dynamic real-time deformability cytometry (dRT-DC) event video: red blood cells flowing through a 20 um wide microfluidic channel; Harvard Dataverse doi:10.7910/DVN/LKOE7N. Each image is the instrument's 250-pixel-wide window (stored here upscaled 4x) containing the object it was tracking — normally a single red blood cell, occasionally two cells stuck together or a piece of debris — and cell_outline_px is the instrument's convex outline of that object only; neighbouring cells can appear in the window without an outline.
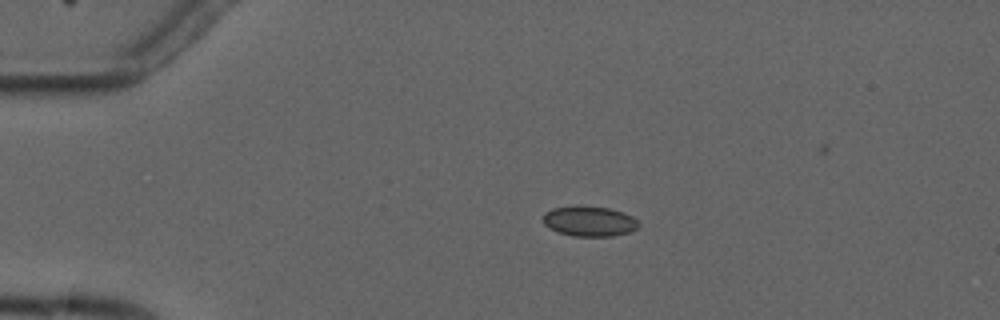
{"species": "common noctule bat (a hibernating species)", "species_latin": "Nyctalus noctula", "temperature_condition": "cold", "stored_images_in_passage": 6, "camera_frame_rate_fps": 3000, "um_per_image_px": 0.085, "animal": {"sex": "male", "forearm_length_mm": 52.5}, "frame": {"image": 1, "passage_image": 3, "time_ms": 3.333, "image_size_px": [1000, 320], "cell_outline_px": [[640, 224], [632, 232], [612, 236], [572, 236], [556, 232], [548, 228], [544, 224], [544, 212], [552, 208], [576, 204], [608, 208], [624, 212], [632, 216]], "centroid_in_image_um": [50.07, 18.79], "position_along_channel_um": 34.9, "area_um2": 17.22}}
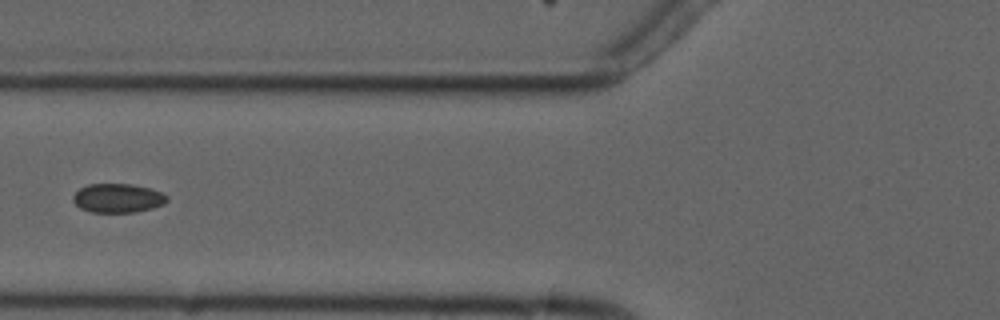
{"frame": {"image": 2, "passage_image": 6, "time_ms": 6.667, "image_size_px": [1000, 320], "cell_outline_px": [[168, 200], [164, 204], [152, 208], [136, 212], [92, 212], [80, 208], [72, 200], [72, 196], [80, 188], [88, 184], [132, 184], [148, 188], [160, 192], [168, 196]], "centroid_in_image_um": [10.0, 16.84], "position_along_channel_um": 115.8, "area_um2": 15.84}}